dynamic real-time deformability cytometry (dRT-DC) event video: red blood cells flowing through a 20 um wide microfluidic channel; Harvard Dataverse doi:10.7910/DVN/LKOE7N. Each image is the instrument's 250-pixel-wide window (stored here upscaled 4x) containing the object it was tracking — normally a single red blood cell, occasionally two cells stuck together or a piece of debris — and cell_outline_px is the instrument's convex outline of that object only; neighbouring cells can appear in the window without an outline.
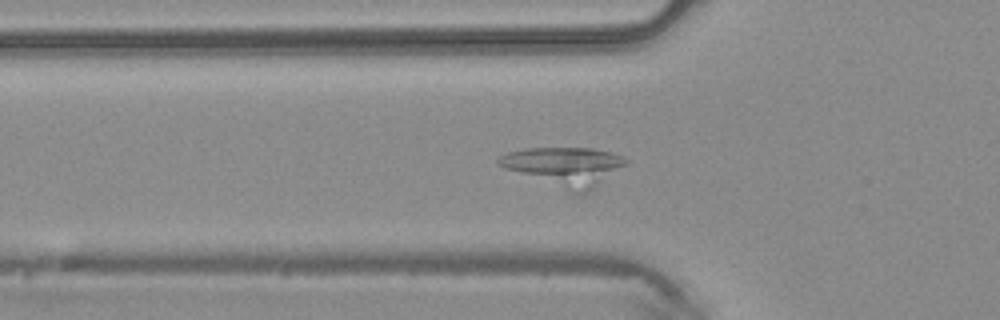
{"species": "common noctule bat (a hibernating species)", "species_latin": "Nyctalus noctula", "temperature_condition": "warm", "stored_images_in_passage": 46, "segment_of_instrument_passage": [1, 2], "camera_frame_rate_fps": 3000, "um_per_image_px": 0.085, "animal": {"sex": "male", "body_mass_g": 20.4}, "frame": {"image": 1, "passage_image": 13, "time_ms": 4.0, "image_size_px": [1000, 320], "cell_outline_px": [[628, 164], [592, 192], [584, 196], [572, 192], [504, 168], [496, 164], [496, 160], [500, 156], [508, 152], [524, 148], [592, 148], [608, 152], [620, 156], [628, 160]], "centroid_in_image_um": [48.03, 14.17], "position_along_channel_um": 77.8, "area_um2": 29.02}}
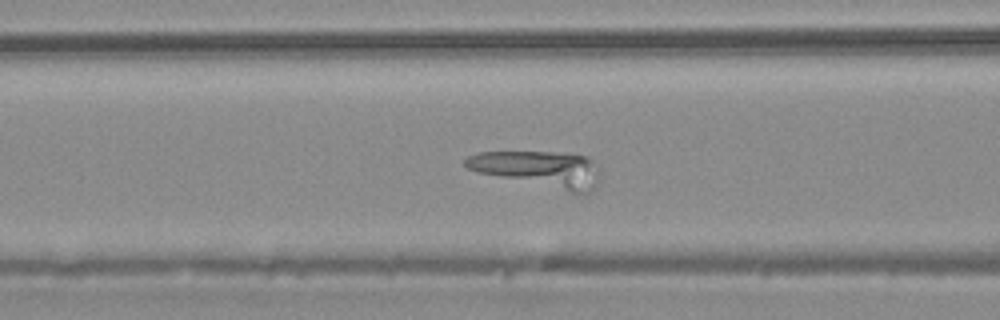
{"frame": {"image": 2, "passage_image": 16, "time_ms": 5.0, "image_size_px": [1000, 320], "cell_outline_px": [[596, 184], [592, 192], [572, 192], [480, 172], [468, 168], [464, 164], [464, 160], [468, 156], [480, 152], [552, 152], [588, 156], [592, 160], [596, 172]], "centroid_in_image_um": [45.79, 14.34], "position_along_channel_um": 120.8, "area_um2": 27.28}}